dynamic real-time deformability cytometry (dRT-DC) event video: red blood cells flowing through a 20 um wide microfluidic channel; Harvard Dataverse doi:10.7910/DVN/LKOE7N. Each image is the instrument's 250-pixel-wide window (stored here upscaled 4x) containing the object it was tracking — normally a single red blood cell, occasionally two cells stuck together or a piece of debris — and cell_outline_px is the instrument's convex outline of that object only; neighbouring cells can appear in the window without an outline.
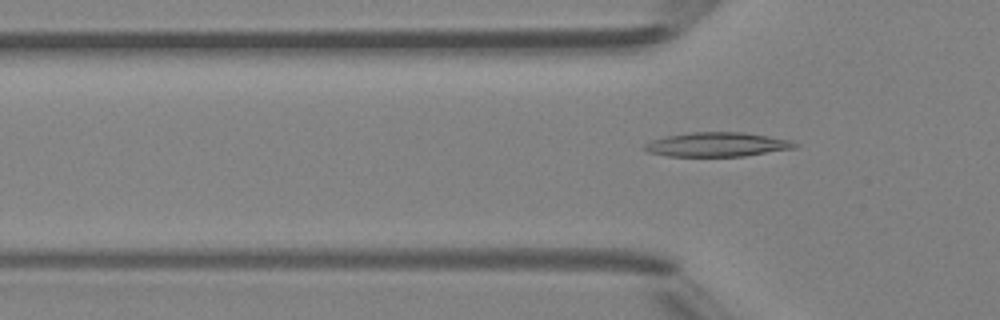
{"species": "Egyptian fruit bat (a non-hibernating species)", "species_latin": "Rousettus aegyptiacus", "temperature_condition": "room temperature", "stored_images_in_passage": 2, "camera_frame_rate_fps": 3000, "um_per_image_px": 0.085, "animal": {"sex": "female"}, "frame": {"image": 1, "passage_image": 2, "time_ms": 2.0, "image_size_px": [1000, 320], "cell_outline_px": [[800, 144], [796, 148], [744, 156], [668, 156], [648, 152], [644, 148], [644, 144], [652, 140], [668, 136], [688, 132], [744, 132], [768, 136], [788, 140]], "centroid_in_image_um": [60.97, 12.28], "position_along_channel_um": 64.8, "area_um2": 21.15}}